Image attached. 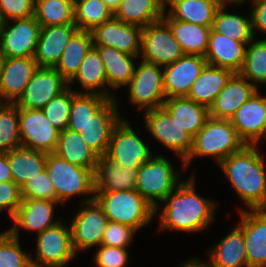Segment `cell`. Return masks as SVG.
Wrapping results in <instances>:
<instances>
[{"label": "cell", "mask_w": 266, "mask_h": 267, "mask_svg": "<svg viewBox=\"0 0 266 267\" xmlns=\"http://www.w3.org/2000/svg\"><path fill=\"white\" fill-rule=\"evenodd\" d=\"M184 55L169 24L162 18L142 29L141 59L159 66L172 64Z\"/></svg>", "instance_id": "11"}, {"label": "cell", "mask_w": 266, "mask_h": 267, "mask_svg": "<svg viewBox=\"0 0 266 267\" xmlns=\"http://www.w3.org/2000/svg\"><path fill=\"white\" fill-rule=\"evenodd\" d=\"M37 68L34 57L4 58L0 76V103H15Z\"/></svg>", "instance_id": "22"}, {"label": "cell", "mask_w": 266, "mask_h": 267, "mask_svg": "<svg viewBox=\"0 0 266 267\" xmlns=\"http://www.w3.org/2000/svg\"><path fill=\"white\" fill-rule=\"evenodd\" d=\"M70 223L72 244L76 254L91 247H100L109 219L94 199L81 204Z\"/></svg>", "instance_id": "13"}, {"label": "cell", "mask_w": 266, "mask_h": 267, "mask_svg": "<svg viewBox=\"0 0 266 267\" xmlns=\"http://www.w3.org/2000/svg\"><path fill=\"white\" fill-rule=\"evenodd\" d=\"M258 146L245 144L217 164L248 210L266 209V160Z\"/></svg>", "instance_id": "2"}, {"label": "cell", "mask_w": 266, "mask_h": 267, "mask_svg": "<svg viewBox=\"0 0 266 267\" xmlns=\"http://www.w3.org/2000/svg\"><path fill=\"white\" fill-rule=\"evenodd\" d=\"M163 19L169 24L173 36L180 44L184 54L201 55L205 57L208 49L211 26H202L173 19L166 11L163 13Z\"/></svg>", "instance_id": "30"}, {"label": "cell", "mask_w": 266, "mask_h": 267, "mask_svg": "<svg viewBox=\"0 0 266 267\" xmlns=\"http://www.w3.org/2000/svg\"><path fill=\"white\" fill-rule=\"evenodd\" d=\"M128 84L129 101L138 109L148 111L163 106L166 95L163 67L141 58Z\"/></svg>", "instance_id": "7"}, {"label": "cell", "mask_w": 266, "mask_h": 267, "mask_svg": "<svg viewBox=\"0 0 266 267\" xmlns=\"http://www.w3.org/2000/svg\"><path fill=\"white\" fill-rule=\"evenodd\" d=\"M109 100L99 94L76 93L72 89V104L67 129L79 133L80 128Z\"/></svg>", "instance_id": "39"}, {"label": "cell", "mask_w": 266, "mask_h": 267, "mask_svg": "<svg viewBox=\"0 0 266 267\" xmlns=\"http://www.w3.org/2000/svg\"><path fill=\"white\" fill-rule=\"evenodd\" d=\"M77 30L76 24L41 27L34 56L38 67L55 68L70 38Z\"/></svg>", "instance_id": "24"}, {"label": "cell", "mask_w": 266, "mask_h": 267, "mask_svg": "<svg viewBox=\"0 0 266 267\" xmlns=\"http://www.w3.org/2000/svg\"><path fill=\"white\" fill-rule=\"evenodd\" d=\"M79 83L84 91L74 88L76 93L99 94L109 98L107 74L98 50L93 46L82 61L78 73L68 86ZM76 89V90H75ZM78 90V91H77Z\"/></svg>", "instance_id": "29"}, {"label": "cell", "mask_w": 266, "mask_h": 267, "mask_svg": "<svg viewBox=\"0 0 266 267\" xmlns=\"http://www.w3.org/2000/svg\"><path fill=\"white\" fill-rule=\"evenodd\" d=\"M3 23H4V21H3L2 17H1V15H0V28L3 26Z\"/></svg>", "instance_id": "57"}, {"label": "cell", "mask_w": 266, "mask_h": 267, "mask_svg": "<svg viewBox=\"0 0 266 267\" xmlns=\"http://www.w3.org/2000/svg\"><path fill=\"white\" fill-rule=\"evenodd\" d=\"M233 74L231 70L206 64L194 81L188 98L209 109Z\"/></svg>", "instance_id": "32"}, {"label": "cell", "mask_w": 266, "mask_h": 267, "mask_svg": "<svg viewBox=\"0 0 266 267\" xmlns=\"http://www.w3.org/2000/svg\"><path fill=\"white\" fill-rule=\"evenodd\" d=\"M164 11L165 0H121L114 17L144 27L162 19Z\"/></svg>", "instance_id": "36"}, {"label": "cell", "mask_w": 266, "mask_h": 267, "mask_svg": "<svg viewBox=\"0 0 266 267\" xmlns=\"http://www.w3.org/2000/svg\"><path fill=\"white\" fill-rule=\"evenodd\" d=\"M34 16L41 27L75 24L74 0H35Z\"/></svg>", "instance_id": "41"}, {"label": "cell", "mask_w": 266, "mask_h": 267, "mask_svg": "<svg viewBox=\"0 0 266 267\" xmlns=\"http://www.w3.org/2000/svg\"><path fill=\"white\" fill-rule=\"evenodd\" d=\"M136 132L130 126L128 119L121 118L112 130L105 155L120 166L139 168L153 154L150 150L152 147L147 146L145 140L138 137Z\"/></svg>", "instance_id": "10"}, {"label": "cell", "mask_w": 266, "mask_h": 267, "mask_svg": "<svg viewBox=\"0 0 266 267\" xmlns=\"http://www.w3.org/2000/svg\"><path fill=\"white\" fill-rule=\"evenodd\" d=\"M185 263H181V265L177 267H213L209 261L200 260L199 258H190L184 261Z\"/></svg>", "instance_id": "53"}, {"label": "cell", "mask_w": 266, "mask_h": 267, "mask_svg": "<svg viewBox=\"0 0 266 267\" xmlns=\"http://www.w3.org/2000/svg\"><path fill=\"white\" fill-rule=\"evenodd\" d=\"M20 146L19 108L15 103H0V151Z\"/></svg>", "instance_id": "43"}, {"label": "cell", "mask_w": 266, "mask_h": 267, "mask_svg": "<svg viewBox=\"0 0 266 267\" xmlns=\"http://www.w3.org/2000/svg\"><path fill=\"white\" fill-rule=\"evenodd\" d=\"M21 201V188L14 181L0 182V213L6 210L12 220Z\"/></svg>", "instance_id": "50"}, {"label": "cell", "mask_w": 266, "mask_h": 267, "mask_svg": "<svg viewBox=\"0 0 266 267\" xmlns=\"http://www.w3.org/2000/svg\"><path fill=\"white\" fill-rule=\"evenodd\" d=\"M171 164L163 154H158L138 168L135 190L154 208L162 206L161 202L181 182L184 165L175 171Z\"/></svg>", "instance_id": "6"}, {"label": "cell", "mask_w": 266, "mask_h": 267, "mask_svg": "<svg viewBox=\"0 0 266 267\" xmlns=\"http://www.w3.org/2000/svg\"><path fill=\"white\" fill-rule=\"evenodd\" d=\"M62 221L37 234L35 258L31 257L32 267H64L76 258L71 227Z\"/></svg>", "instance_id": "8"}, {"label": "cell", "mask_w": 266, "mask_h": 267, "mask_svg": "<svg viewBox=\"0 0 266 267\" xmlns=\"http://www.w3.org/2000/svg\"><path fill=\"white\" fill-rule=\"evenodd\" d=\"M54 154L71 164L95 172L98 155L86 144L78 132L69 129L60 132Z\"/></svg>", "instance_id": "35"}, {"label": "cell", "mask_w": 266, "mask_h": 267, "mask_svg": "<svg viewBox=\"0 0 266 267\" xmlns=\"http://www.w3.org/2000/svg\"><path fill=\"white\" fill-rule=\"evenodd\" d=\"M257 89L266 84V39L255 37L246 45L243 66L239 72Z\"/></svg>", "instance_id": "40"}, {"label": "cell", "mask_w": 266, "mask_h": 267, "mask_svg": "<svg viewBox=\"0 0 266 267\" xmlns=\"http://www.w3.org/2000/svg\"><path fill=\"white\" fill-rule=\"evenodd\" d=\"M60 205L57 201L22 198L17 213L12 219L13 226L8 229L15 237L19 238L20 228L33 231L36 234L52 227L63 218L54 220L55 206Z\"/></svg>", "instance_id": "21"}, {"label": "cell", "mask_w": 266, "mask_h": 267, "mask_svg": "<svg viewBox=\"0 0 266 267\" xmlns=\"http://www.w3.org/2000/svg\"><path fill=\"white\" fill-rule=\"evenodd\" d=\"M219 3L221 5H230L231 3H233L232 5L234 6H241V4H246L249 0H218ZM229 3V4H228Z\"/></svg>", "instance_id": "54"}, {"label": "cell", "mask_w": 266, "mask_h": 267, "mask_svg": "<svg viewBox=\"0 0 266 267\" xmlns=\"http://www.w3.org/2000/svg\"><path fill=\"white\" fill-rule=\"evenodd\" d=\"M195 182L194 174H191L165 197L161 202L164 204L162 208H155L154 216H159L158 228L161 231L199 233L215 221L216 201L200 196Z\"/></svg>", "instance_id": "1"}, {"label": "cell", "mask_w": 266, "mask_h": 267, "mask_svg": "<svg viewBox=\"0 0 266 267\" xmlns=\"http://www.w3.org/2000/svg\"><path fill=\"white\" fill-rule=\"evenodd\" d=\"M207 255L213 267H248L243 230L236 224Z\"/></svg>", "instance_id": "28"}, {"label": "cell", "mask_w": 266, "mask_h": 267, "mask_svg": "<svg viewBox=\"0 0 266 267\" xmlns=\"http://www.w3.org/2000/svg\"><path fill=\"white\" fill-rule=\"evenodd\" d=\"M128 260V248L101 245L91 261L96 267H126Z\"/></svg>", "instance_id": "48"}, {"label": "cell", "mask_w": 266, "mask_h": 267, "mask_svg": "<svg viewBox=\"0 0 266 267\" xmlns=\"http://www.w3.org/2000/svg\"><path fill=\"white\" fill-rule=\"evenodd\" d=\"M103 61L107 74V85L109 88V99H117L116 94L110 91L127 87L135 71L137 56L130 55L110 46H94ZM111 92V93H110Z\"/></svg>", "instance_id": "27"}, {"label": "cell", "mask_w": 266, "mask_h": 267, "mask_svg": "<svg viewBox=\"0 0 266 267\" xmlns=\"http://www.w3.org/2000/svg\"><path fill=\"white\" fill-rule=\"evenodd\" d=\"M93 46V36L90 31L78 29L72 35L55 67L68 83L78 73L82 61Z\"/></svg>", "instance_id": "37"}, {"label": "cell", "mask_w": 266, "mask_h": 267, "mask_svg": "<svg viewBox=\"0 0 266 267\" xmlns=\"http://www.w3.org/2000/svg\"><path fill=\"white\" fill-rule=\"evenodd\" d=\"M114 13L116 9L118 8L121 0H102Z\"/></svg>", "instance_id": "55"}, {"label": "cell", "mask_w": 266, "mask_h": 267, "mask_svg": "<svg viewBox=\"0 0 266 267\" xmlns=\"http://www.w3.org/2000/svg\"><path fill=\"white\" fill-rule=\"evenodd\" d=\"M67 87L68 82L55 68L38 67L15 104L18 108L42 109Z\"/></svg>", "instance_id": "16"}, {"label": "cell", "mask_w": 266, "mask_h": 267, "mask_svg": "<svg viewBox=\"0 0 266 267\" xmlns=\"http://www.w3.org/2000/svg\"><path fill=\"white\" fill-rule=\"evenodd\" d=\"M22 198L57 201L56 191L46 170L30 179L21 188Z\"/></svg>", "instance_id": "46"}, {"label": "cell", "mask_w": 266, "mask_h": 267, "mask_svg": "<svg viewBox=\"0 0 266 267\" xmlns=\"http://www.w3.org/2000/svg\"><path fill=\"white\" fill-rule=\"evenodd\" d=\"M247 44L211 29L205 54L207 64L239 73L244 63Z\"/></svg>", "instance_id": "26"}, {"label": "cell", "mask_w": 266, "mask_h": 267, "mask_svg": "<svg viewBox=\"0 0 266 267\" xmlns=\"http://www.w3.org/2000/svg\"><path fill=\"white\" fill-rule=\"evenodd\" d=\"M239 73H234L209 108V117L230 120L235 112L258 91Z\"/></svg>", "instance_id": "23"}, {"label": "cell", "mask_w": 266, "mask_h": 267, "mask_svg": "<svg viewBox=\"0 0 266 267\" xmlns=\"http://www.w3.org/2000/svg\"><path fill=\"white\" fill-rule=\"evenodd\" d=\"M114 17L102 0H74V19L79 30L93 31Z\"/></svg>", "instance_id": "42"}, {"label": "cell", "mask_w": 266, "mask_h": 267, "mask_svg": "<svg viewBox=\"0 0 266 267\" xmlns=\"http://www.w3.org/2000/svg\"><path fill=\"white\" fill-rule=\"evenodd\" d=\"M13 181L22 188L46 169L47 153L20 146L7 151Z\"/></svg>", "instance_id": "33"}, {"label": "cell", "mask_w": 266, "mask_h": 267, "mask_svg": "<svg viewBox=\"0 0 266 267\" xmlns=\"http://www.w3.org/2000/svg\"><path fill=\"white\" fill-rule=\"evenodd\" d=\"M220 6L218 0H165V11L173 19L202 26H212Z\"/></svg>", "instance_id": "34"}, {"label": "cell", "mask_w": 266, "mask_h": 267, "mask_svg": "<svg viewBox=\"0 0 266 267\" xmlns=\"http://www.w3.org/2000/svg\"><path fill=\"white\" fill-rule=\"evenodd\" d=\"M94 199L109 221L131 226L139 231L154 219L155 208L135 189L95 192Z\"/></svg>", "instance_id": "4"}, {"label": "cell", "mask_w": 266, "mask_h": 267, "mask_svg": "<svg viewBox=\"0 0 266 267\" xmlns=\"http://www.w3.org/2000/svg\"><path fill=\"white\" fill-rule=\"evenodd\" d=\"M40 30L35 16L4 22L0 28V53L4 58L34 57Z\"/></svg>", "instance_id": "12"}, {"label": "cell", "mask_w": 266, "mask_h": 267, "mask_svg": "<svg viewBox=\"0 0 266 267\" xmlns=\"http://www.w3.org/2000/svg\"><path fill=\"white\" fill-rule=\"evenodd\" d=\"M31 256L9 230L0 232V267H32Z\"/></svg>", "instance_id": "44"}, {"label": "cell", "mask_w": 266, "mask_h": 267, "mask_svg": "<svg viewBox=\"0 0 266 267\" xmlns=\"http://www.w3.org/2000/svg\"><path fill=\"white\" fill-rule=\"evenodd\" d=\"M19 134L22 146L54 153L60 131L49 122L42 109L19 108Z\"/></svg>", "instance_id": "14"}, {"label": "cell", "mask_w": 266, "mask_h": 267, "mask_svg": "<svg viewBox=\"0 0 266 267\" xmlns=\"http://www.w3.org/2000/svg\"><path fill=\"white\" fill-rule=\"evenodd\" d=\"M207 64L204 56L184 54L163 67V85L166 98L188 97L194 81Z\"/></svg>", "instance_id": "18"}, {"label": "cell", "mask_w": 266, "mask_h": 267, "mask_svg": "<svg viewBox=\"0 0 266 267\" xmlns=\"http://www.w3.org/2000/svg\"><path fill=\"white\" fill-rule=\"evenodd\" d=\"M143 27L122 22L115 17L91 31L94 46H110L140 57Z\"/></svg>", "instance_id": "17"}, {"label": "cell", "mask_w": 266, "mask_h": 267, "mask_svg": "<svg viewBox=\"0 0 266 267\" xmlns=\"http://www.w3.org/2000/svg\"><path fill=\"white\" fill-rule=\"evenodd\" d=\"M71 104L72 86H68L42 108L46 118L60 132L68 127Z\"/></svg>", "instance_id": "45"}, {"label": "cell", "mask_w": 266, "mask_h": 267, "mask_svg": "<svg viewBox=\"0 0 266 267\" xmlns=\"http://www.w3.org/2000/svg\"><path fill=\"white\" fill-rule=\"evenodd\" d=\"M0 15L4 22L32 17L35 0H0Z\"/></svg>", "instance_id": "49"}, {"label": "cell", "mask_w": 266, "mask_h": 267, "mask_svg": "<svg viewBox=\"0 0 266 267\" xmlns=\"http://www.w3.org/2000/svg\"><path fill=\"white\" fill-rule=\"evenodd\" d=\"M118 101V98L110 99L80 128L79 134L98 156L106 154L112 130L124 118L120 115Z\"/></svg>", "instance_id": "20"}, {"label": "cell", "mask_w": 266, "mask_h": 267, "mask_svg": "<svg viewBox=\"0 0 266 267\" xmlns=\"http://www.w3.org/2000/svg\"><path fill=\"white\" fill-rule=\"evenodd\" d=\"M145 128L152 138L177 155L182 163L193 146V137L180 127L175 119L163 108L143 112Z\"/></svg>", "instance_id": "9"}, {"label": "cell", "mask_w": 266, "mask_h": 267, "mask_svg": "<svg viewBox=\"0 0 266 267\" xmlns=\"http://www.w3.org/2000/svg\"><path fill=\"white\" fill-rule=\"evenodd\" d=\"M162 107L192 137L199 132L209 118V109L188 97L166 98Z\"/></svg>", "instance_id": "31"}, {"label": "cell", "mask_w": 266, "mask_h": 267, "mask_svg": "<svg viewBox=\"0 0 266 267\" xmlns=\"http://www.w3.org/2000/svg\"><path fill=\"white\" fill-rule=\"evenodd\" d=\"M229 5H221L215 14L211 29L242 43H249L253 38L251 14L244 15L226 12Z\"/></svg>", "instance_id": "38"}, {"label": "cell", "mask_w": 266, "mask_h": 267, "mask_svg": "<svg viewBox=\"0 0 266 267\" xmlns=\"http://www.w3.org/2000/svg\"><path fill=\"white\" fill-rule=\"evenodd\" d=\"M230 122L246 145L266 141V95L254 93L232 116Z\"/></svg>", "instance_id": "15"}, {"label": "cell", "mask_w": 266, "mask_h": 267, "mask_svg": "<svg viewBox=\"0 0 266 267\" xmlns=\"http://www.w3.org/2000/svg\"><path fill=\"white\" fill-rule=\"evenodd\" d=\"M237 225L243 230L248 267H266V209L239 208Z\"/></svg>", "instance_id": "19"}, {"label": "cell", "mask_w": 266, "mask_h": 267, "mask_svg": "<svg viewBox=\"0 0 266 267\" xmlns=\"http://www.w3.org/2000/svg\"><path fill=\"white\" fill-rule=\"evenodd\" d=\"M13 181L7 152L0 151V182Z\"/></svg>", "instance_id": "52"}, {"label": "cell", "mask_w": 266, "mask_h": 267, "mask_svg": "<svg viewBox=\"0 0 266 267\" xmlns=\"http://www.w3.org/2000/svg\"><path fill=\"white\" fill-rule=\"evenodd\" d=\"M244 145L245 143L238 137L230 120L209 117L204 126L193 137L192 150L183 161V165L187 169L194 158L209 156L219 164L230 154L239 151Z\"/></svg>", "instance_id": "3"}, {"label": "cell", "mask_w": 266, "mask_h": 267, "mask_svg": "<svg viewBox=\"0 0 266 267\" xmlns=\"http://www.w3.org/2000/svg\"><path fill=\"white\" fill-rule=\"evenodd\" d=\"M138 168L120 166L106 155L97 156L94 192L134 190Z\"/></svg>", "instance_id": "25"}, {"label": "cell", "mask_w": 266, "mask_h": 267, "mask_svg": "<svg viewBox=\"0 0 266 267\" xmlns=\"http://www.w3.org/2000/svg\"><path fill=\"white\" fill-rule=\"evenodd\" d=\"M3 60H4V57L0 53V76H1V69H2Z\"/></svg>", "instance_id": "56"}, {"label": "cell", "mask_w": 266, "mask_h": 267, "mask_svg": "<svg viewBox=\"0 0 266 267\" xmlns=\"http://www.w3.org/2000/svg\"><path fill=\"white\" fill-rule=\"evenodd\" d=\"M136 232L131 226L109 221L101 245L128 248L134 241Z\"/></svg>", "instance_id": "47"}, {"label": "cell", "mask_w": 266, "mask_h": 267, "mask_svg": "<svg viewBox=\"0 0 266 267\" xmlns=\"http://www.w3.org/2000/svg\"><path fill=\"white\" fill-rule=\"evenodd\" d=\"M45 170L54 185L60 205L78 195L85 196L79 203L94 200V176L91 170L71 164L54 153H47Z\"/></svg>", "instance_id": "5"}, {"label": "cell", "mask_w": 266, "mask_h": 267, "mask_svg": "<svg viewBox=\"0 0 266 267\" xmlns=\"http://www.w3.org/2000/svg\"><path fill=\"white\" fill-rule=\"evenodd\" d=\"M248 3L252 6L250 14L254 37L257 32L266 36V0H249Z\"/></svg>", "instance_id": "51"}]
</instances>
